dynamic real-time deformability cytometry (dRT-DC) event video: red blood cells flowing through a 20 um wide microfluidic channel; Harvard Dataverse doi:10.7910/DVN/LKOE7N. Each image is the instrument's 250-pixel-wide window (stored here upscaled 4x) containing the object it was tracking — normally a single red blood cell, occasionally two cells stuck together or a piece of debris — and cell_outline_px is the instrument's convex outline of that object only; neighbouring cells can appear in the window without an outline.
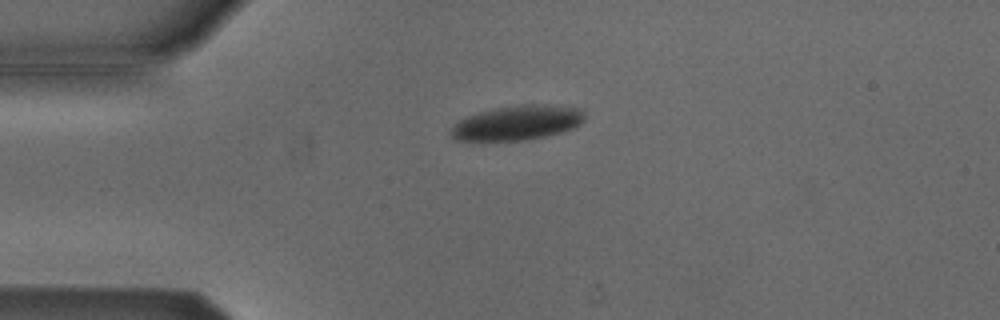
{"species": "Egyptian fruit bat (a non-hibernating species)", "species_latin": "Rousettus aegyptiacus", "temperature_condition": "cold", "stored_images_in_passage": 46, "camera_frame_rate_fps": 3000, "um_per_image_px": 0.085, "animal": {"sex": "male"}, "frame": {"image": 1, "passage_image": 5, "time_ms": 1.333, "image_size_px": [1000, 320], "cell_outline_px": [[584, 120], [580, 124], [572, 128], [560, 132], [544, 136], [524, 140], [452, 140], [452, 128], [460, 120], [468, 116], [480, 112], [496, 108], [520, 104], [544, 104], [584, 108]], "centroid_in_image_um": [44.02, 10.42], "position_along_channel_um": 41.0, "area_um2": 26.7}}
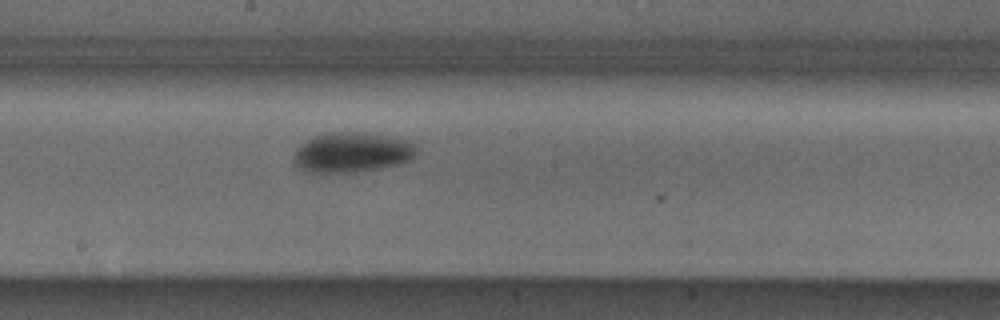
{"frame": {"image": 2, "passage_image": 21, "time_ms": 6.667, "image_size_px": [1000, 320], "cell_outline_px": [[416, 152], [408, 160], [400, 164], [380, 168], [356, 172], [308, 172], [292, 164], [292, 152], [300, 144], [316, 136], [328, 132], [356, 132], [412, 140], [416, 148]], "centroid_in_image_um": [29.86, 12.96], "position_along_channel_um": 218.3, "area_um2": 28.67}}
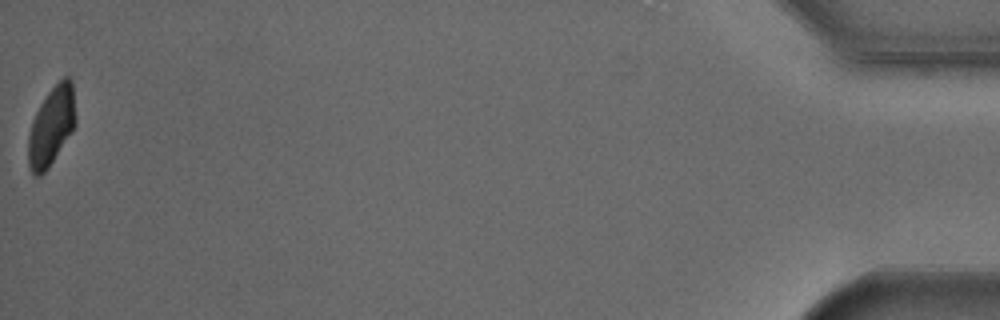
{"frame": {"image": 3, "passage_image": 46, "time_ms": 15.0, "image_size_px": [1000, 320], "cell_outline_px": [[76, 124], [72, 132], [48, 168], [40, 176], [32, 176], [28, 168], [28, 136], [32, 120], [40, 104], [48, 92], [64, 76], [68, 76], [72, 80], [76, 116]], "centroid_in_image_um": [4.37, 10.74], "position_along_channel_um": 430.8, "area_um2": 21.96}, "authors_computed_cell_mechanics": {"area_um2": 26.7614, "velocity_mm_per_s": 3.7921, "shape_relaxation_time_tau1_ms": 1.8264, "shape_relaxation_time_tau2_ms": null, "deformation_change_tau1": 0.0893, "deformation_change_tau2": null}}